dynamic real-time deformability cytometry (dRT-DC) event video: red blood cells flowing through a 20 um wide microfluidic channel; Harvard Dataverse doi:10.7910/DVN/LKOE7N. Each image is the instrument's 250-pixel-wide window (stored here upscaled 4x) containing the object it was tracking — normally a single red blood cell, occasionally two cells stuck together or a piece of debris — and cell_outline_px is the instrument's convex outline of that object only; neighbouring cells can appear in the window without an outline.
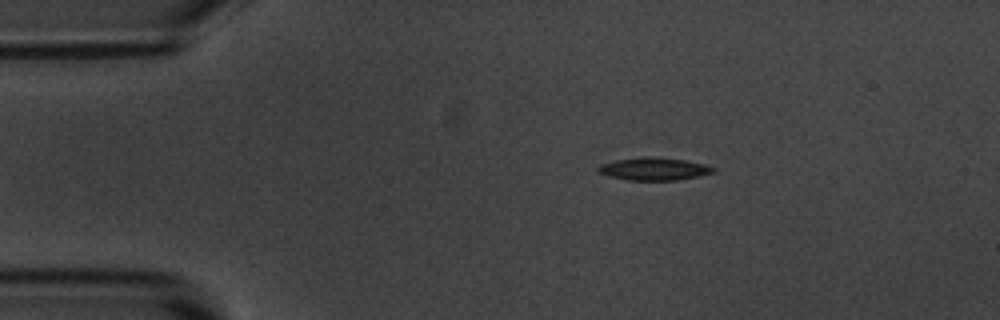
{"species": "common noctule bat (a hibernating species)", "species_latin": "Nyctalus noctula", "temperature_condition": "room temperature", "stored_images_in_passage": 9, "camera_frame_rate_fps": 3000, "um_per_image_px": 0.085, "animal": {"sex": "male", "body_mass_g": 20.1, "forearm_length_mm": 53.5}, "frame": {"image": 1, "passage_image": 1, "time_ms": 0.0, "image_size_px": [1000, 320], "cell_outline_px": [[716, 172], [700, 176], [676, 180], [628, 180], [608, 176], [600, 172], [596, 168], [600, 164], [616, 160], [648, 156], [684, 160], [704, 164], [716, 168]], "centroid_in_image_um": [55.61, 14.36], "position_along_channel_um": 29.4, "area_um2": 15.14}}
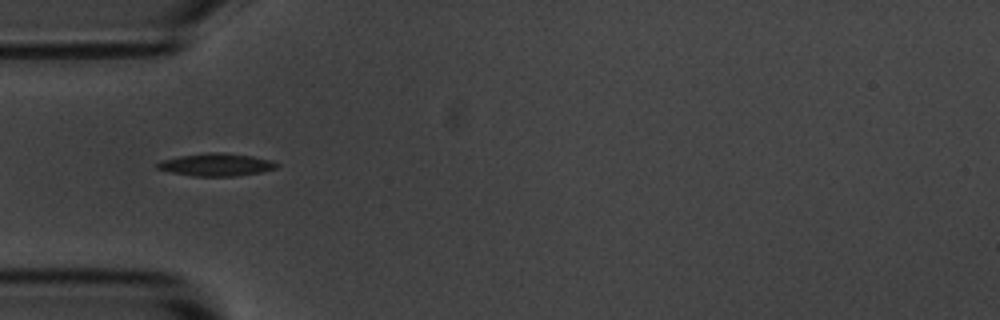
{"frame": {"image": 2, "passage_image": 3, "time_ms": 2.333, "image_size_px": [1000, 320], "cell_outline_px": [[280, 164], [276, 168], [260, 172], [236, 176], [192, 176], [172, 172], [156, 168], [156, 164], [160, 160], [180, 156], [208, 152], [224, 152], [252, 156], [272, 160]], "centroid_in_image_um": [18.39, 13.99], "position_along_channel_um": 66.6, "area_um2": 15.78}}
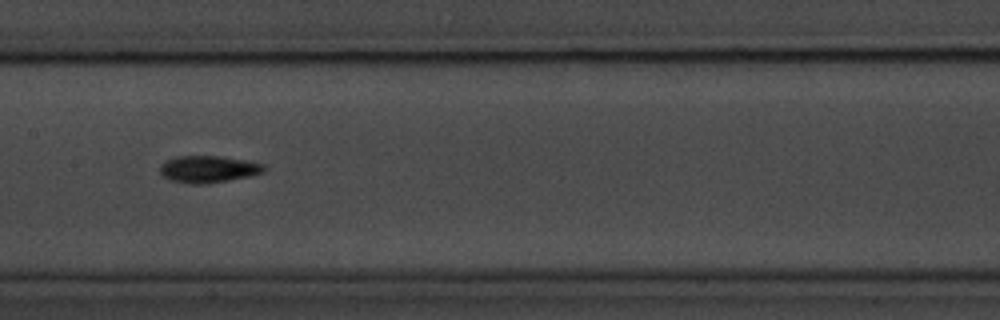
{"frame": {"image": 3, "passage_image": 6, "time_ms": 5.667, "image_size_px": [1000, 320], "cell_outline_px": [[264, 172], [252, 176], [204, 184], [192, 184], [172, 180], [164, 176], [160, 172], [160, 164], [164, 160], [176, 156], [220, 156], [244, 160], [264, 164]], "centroid_in_image_um": [17.69, 14.37], "position_along_channel_um": 189.7, "area_um2": 16.3}}